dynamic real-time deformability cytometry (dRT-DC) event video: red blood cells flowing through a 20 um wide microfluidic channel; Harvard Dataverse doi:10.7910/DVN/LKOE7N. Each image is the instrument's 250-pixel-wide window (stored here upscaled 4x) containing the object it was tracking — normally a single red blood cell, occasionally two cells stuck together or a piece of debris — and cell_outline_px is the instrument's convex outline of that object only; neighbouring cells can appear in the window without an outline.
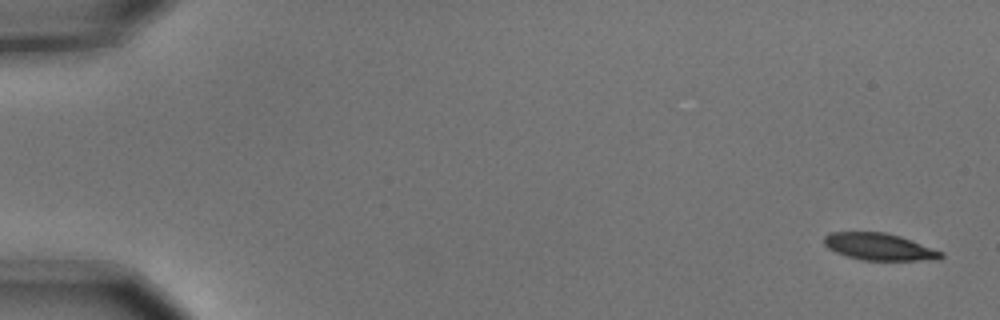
{"species": "common noctule bat (a hibernating species)", "species_latin": "Nyctalus noctula", "temperature_condition": "cold", "stored_images_in_passage": 5, "camera_frame_rate_fps": 3000, "um_per_image_px": 0.085, "animal": {"sex": "male", "body_mass_g": 15.6}, "frame": {"image": 1, "passage_image": 1, "time_ms": 0.0, "image_size_px": [1000, 320], "cell_outline_px": [[944, 256], [940, 260], [864, 260], [848, 256], [836, 252], [828, 248], [824, 244], [824, 236], [828, 232], [884, 232], [900, 236], [912, 240], [944, 252]], "centroid_in_image_um": [74.77, 20.97], "position_along_channel_um": 10.2, "area_um2": 18.44}}
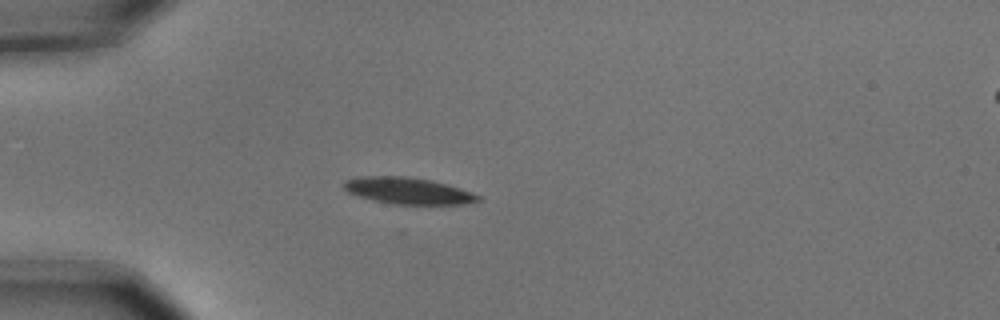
{"frame": {"image": 2, "passage_image": 5, "time_ms": 1.333, "image_size_px": [1000, 320], "cell_outline_px": [[480, 200], [464, 204], [392, 204], [372, 200], [348, 192], [344, 188], [344, 180], [364, 176], [404, 176], [432, 180], [460, 188], [480, 196]], "centroid_in_image_um": [34.67, 16.21], "position_along_channel_um": 50.3, "area_um2": 20.58}}